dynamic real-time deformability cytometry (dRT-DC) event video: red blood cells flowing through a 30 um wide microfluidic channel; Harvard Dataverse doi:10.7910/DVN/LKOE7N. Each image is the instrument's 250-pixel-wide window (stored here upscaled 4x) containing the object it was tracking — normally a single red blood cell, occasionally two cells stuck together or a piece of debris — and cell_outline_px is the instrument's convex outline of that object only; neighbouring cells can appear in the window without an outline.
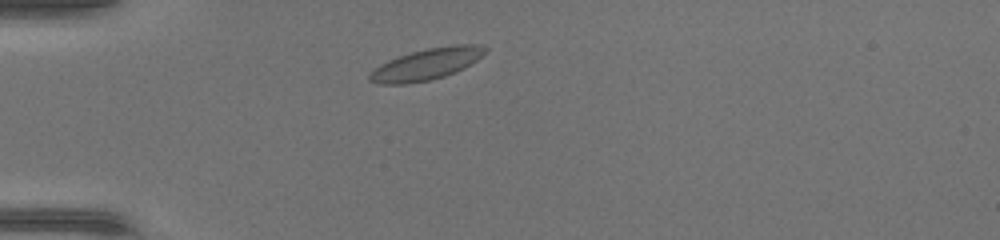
{"species": "common noctule bat (a hibernating species)", "species_latin": "Nyctalus noctula", "temperature_condition": "warm", "stored_images_in_passage": 38, "camera_frame_rate_fps": 3000, "um_per_image_px": 0.085, "animal": {"sex": "female", "body_mass_g": 17.0, "forearm_length_mm": 48.0}, "frame": {"image": 1, "passage_image": 5, "time_ms": 1.333, "image_size_px": [1000, 240], "cell_outline_px": [[488, 48], [476, 60], [464, 68], [444, 76], [432, 80], [408, 84], [376, 84], [368, 80], [368, 72], [380, 64], [388, 60], [412, 52], [428, 48], [456, 44], [484, 44]], "centroid_in_image_um": [36.22, 5.46], "position_along_channel_um": 48.8, "area_um2": 21.27}}
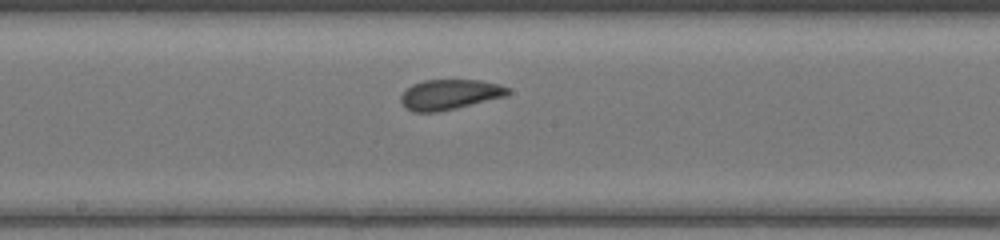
{"frame": {"image": 2, "passage_image": 17, "time_ms": 5.333, "image_size_px": [1000, 240], "cell_outline_px": [[512, 92], [508, 96], [456, 108], [436, 112], [412, 112], [404, 108], [400, 100], [400, 96], [412, 84], [424, 80], [480, 80], [500, 84], [508, 88]], "centroid_in_image_um": [38.24, 8.04], "position_along_channel_um": 210.0, "area_um2": 19.02}}
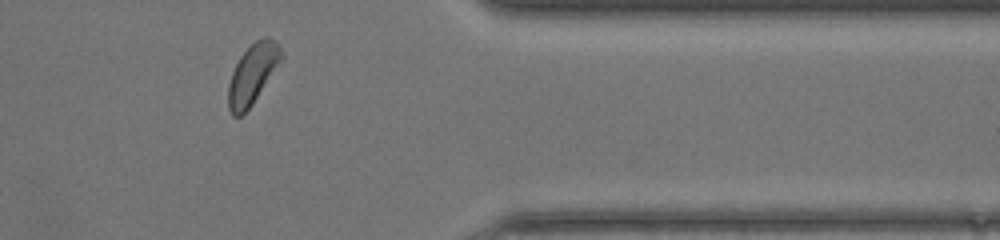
{"frame": {"image": 3, "passage_image": 30, "time_ms": 9.667, "image_size_px": [1000, 240], "cell_outline_px": [[284, 60], [252, 104], [240, 116], [232, 116], [228, 108], [228, 84], [232, 72], [240, 56], [256, 40], [264, 36], [268, 36], [280, 44], [284, 52]], "centroid_in_image_um": [21.52, 6.25], "position_along_channel_um": 389.9, "area_um2": 18.84}}